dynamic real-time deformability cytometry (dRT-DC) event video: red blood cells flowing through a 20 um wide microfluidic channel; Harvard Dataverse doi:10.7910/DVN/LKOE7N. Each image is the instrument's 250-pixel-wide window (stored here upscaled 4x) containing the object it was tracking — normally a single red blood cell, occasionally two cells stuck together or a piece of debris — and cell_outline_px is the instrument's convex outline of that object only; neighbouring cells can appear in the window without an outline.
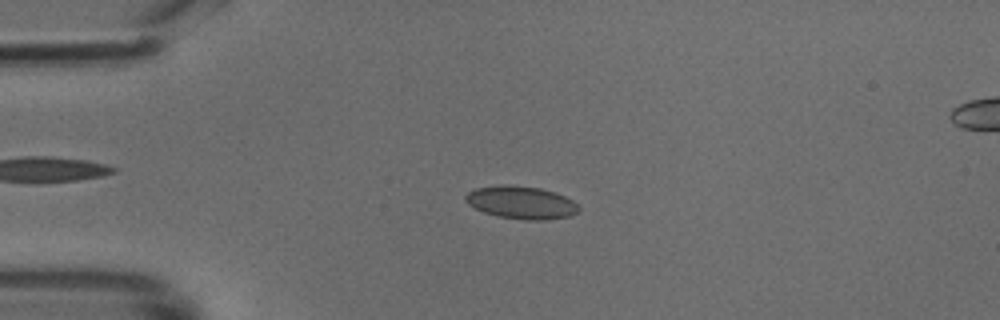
{"species": "common noctule bat (a hibernating species)", "species_latin": "Nyctalus noctula", "temperature_condition": "cold", "stored_images_in_passage": 24, "camera_frame_rate_fps": 3000, "um_per_image_px": 0.085, "animal": {"sex": "male", "body_mass_g": 18.8}, "frame": {"image": 1, "passage_image": 11, "time_ms": 3.333, "image_size_px": [1000, 320], "cell_outline_px": [[580, 208], [576, 212], [568, 216], [544, 220], [528, 220], [496, 216], [484, 212], [468, 204], [464, 200], [464, 196], [468, 192], [476, 188], [504, 184], [540, 188], [556, 192], [572, 200]], "centroid_in_image_um": [44.27, 17.21], "position_along_channel_um": 40.7, "area_um2": 21.5}}
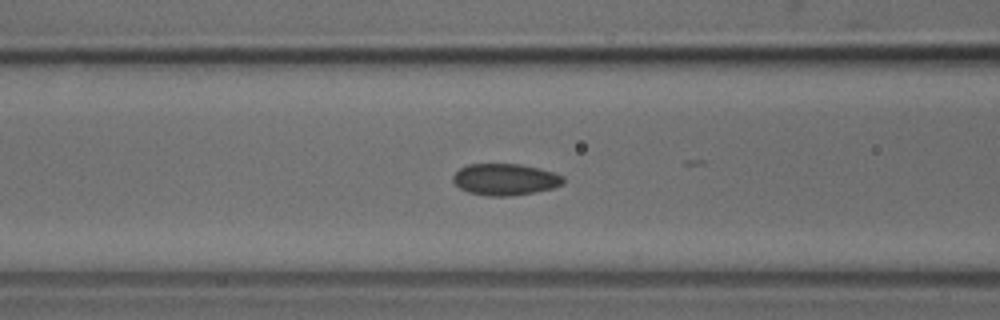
{"frame": {"image": 2, "passage_image": 19, "time_ms": 6.0, "image_size_px": [1000, 320], "cell_outline_px": [[564, 184], [552, 188], [512, 196], [488, 196], [468, 192], [460, 188], [452, 180], [452, 176], [460, 168], [468, 164], [520, 164], [540, 168], [564, 176]], "centroid_in_image_um": [42.93, 15.25], "position_along_channel_um": 123.7, "area_um2": 20.29}}
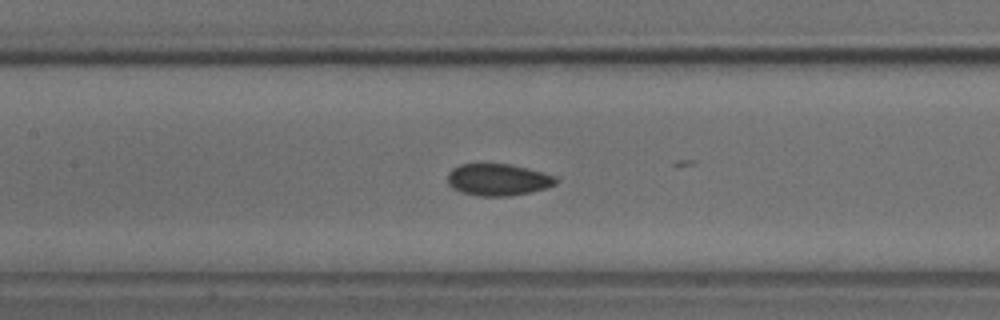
{"frame": {"image": 3, "passage_image": 22, "time_ms": 7.0, "image_size_px": [1000, 320], "cell_outline_px": [[556, 184], [544, 188], [528, 192], [508, 196], [476, 196], [452, 188], [448, 184], [448, 172], [452, 168], [460, 164], [508, 164], [528, 168], [556, 176]], "centroid_in_image_um": [42.3, 15.27], "position_along_channel_um": 165.1, "area_um2": 19.94}}